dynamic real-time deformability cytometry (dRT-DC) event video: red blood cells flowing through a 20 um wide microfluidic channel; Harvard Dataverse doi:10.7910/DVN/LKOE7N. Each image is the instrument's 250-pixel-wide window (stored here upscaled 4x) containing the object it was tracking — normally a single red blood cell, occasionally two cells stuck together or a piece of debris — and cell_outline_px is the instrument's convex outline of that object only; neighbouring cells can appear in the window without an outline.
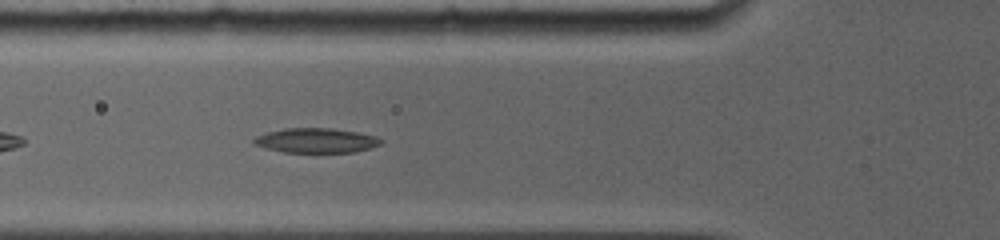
{"species": "common noctule bat (a hibernating species)", "species_latin": "Nyctalus noctula", "temperature_condition": "room temperature", "stored_images_in_passage": 4, "camera_frame_rate_fps": 5000, "um_per_image_px": 0.085, "animal": {"sex": "female", "body_mass_g": 19.0, "forearm_length_mm": 56.7}, "frame": {"image": 1, "passage_image": 3, "time_ms": 2.2, "image_size_px": [1000, 240], "cell_outline_px": [[384, 140], [380, 144], [368, 148], [352, 152], [284, 152], [252, 144], [252, 140], [256, 136], [268, 132], [284, 128], [332, 128], [356, 132], [376, 136]], "centroid_in_image_um": [26.85, 11.93], "position_along_channel_um": 98.9, "area_um2": 18.09}}